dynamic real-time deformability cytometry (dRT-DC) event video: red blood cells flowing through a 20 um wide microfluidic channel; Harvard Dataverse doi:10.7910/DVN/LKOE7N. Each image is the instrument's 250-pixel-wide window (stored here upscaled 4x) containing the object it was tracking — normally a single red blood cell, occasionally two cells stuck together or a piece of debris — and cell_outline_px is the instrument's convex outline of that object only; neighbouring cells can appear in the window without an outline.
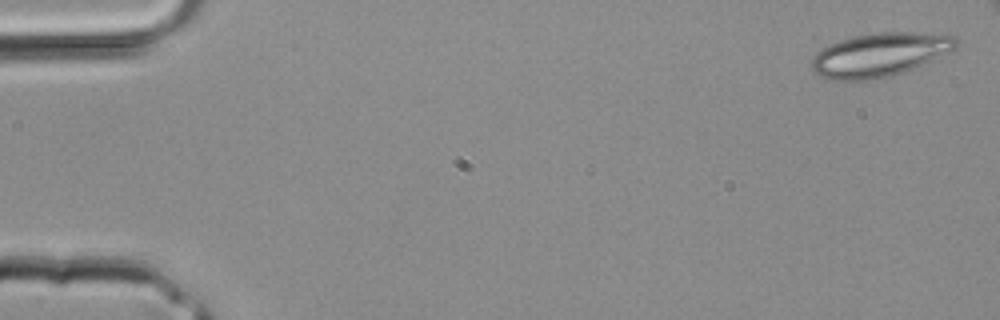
{"species": "common noctule bat (a hibernating species)", "species_latin": "Nyctalus noctula", "temperature_condition": "room temperature", "stored_images_in_passage": 5, "segment_of_instrument_passage": [1, 2], "camera_frame_rate_fps": 3000, "um_per_image_px": 0.085, "animal": {"sex": "male", "body_mass_g": 20.4}, "frame": {"image": 1, "passage_image": 1, "time_ms": 0.0, "image_size_px": [1000, 320], "cell_outline_px": [[960, 44], [956, 48], [948, 52], [904, 72], [892, 76], [872, 80], [828, 80], [820, 76], [812, 68], [812, 56], [816, 52], [840, 40], [856, 36], [876, 32], [948, 32], [956, 36], [960, 40]], "centroid_in_image_um": [74.85, 4.63], "position_along_channel_um": 10.1, "area_um2": 37.17}}
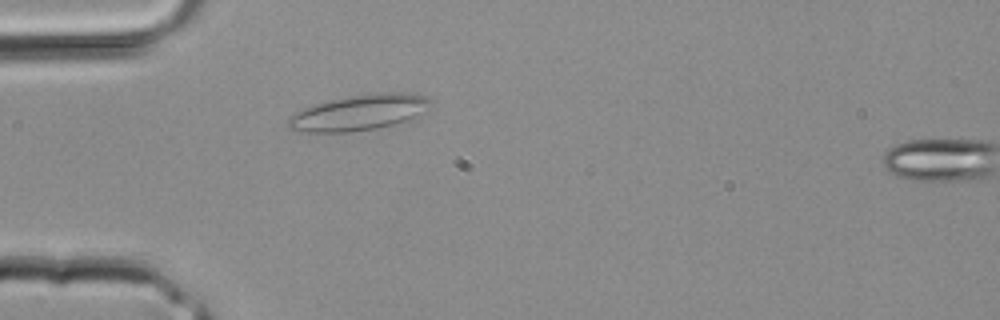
{"frame": {"image": 2, "passage_image": 4, "time_ms": 1.0, "image_size_px": [1000, 320], "cell_outline_px": [[432, 104], [424, 112], [404, 120], [392, 124], [376, 128], [352, 132], [300, 132], [288, 128], [288, 120], [296, 112], [304, 108], [316, 104], [348, 96], [376, 92], [404, 92], [428, 96]], "centroid_in_image_um": [30.53, 9.55], "position_along_channel_um": 54.5, "area_um2": 29.36}}